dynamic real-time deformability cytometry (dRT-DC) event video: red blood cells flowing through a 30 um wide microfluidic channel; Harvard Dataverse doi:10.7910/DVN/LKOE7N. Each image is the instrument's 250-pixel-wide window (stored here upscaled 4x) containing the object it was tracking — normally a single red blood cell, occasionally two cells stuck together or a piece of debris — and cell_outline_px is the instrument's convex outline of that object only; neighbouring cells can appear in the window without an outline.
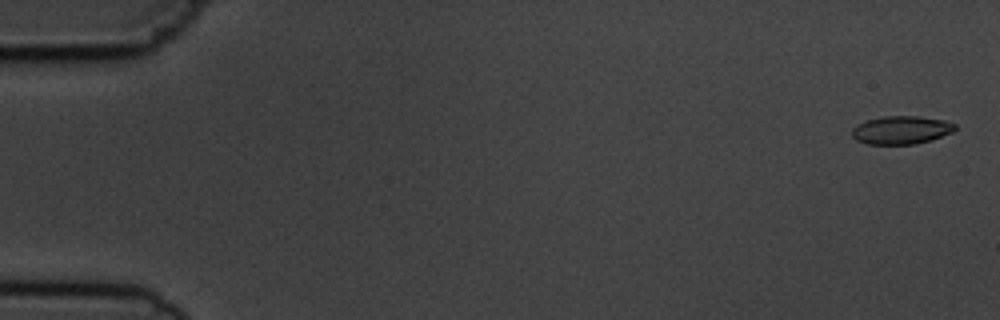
{"species": "common noctule bat (a hibernating species)", "species_latin": "Nyctalus noctula", "temperature_condition": "cold", "stored_images_in_passage": 5, "camera_frame_rate_fps": 3000, "um_per_image_px": 0.085, "animal": {"sex": "male", "body_mass_g": 19.5, "forearm_length_mm": 54.6}, "frame": {"image": 1, "passage_image": 1, "time_ms": 0.0, "image_size_px": [1000, 320], "cell_outline_px": [[956, 128], [952, 132], [932, 140], [916, 144], [868, 144], [856, 140], [852, 136], [852, 128], [856, 124], [868, 120], [884, 116], [920, 116], [944, 120], [956, 124]], "centroid_in_image_um": [76.61, 11.05], "position_along_channel_um": 8.4, "area_um2": 16.99}}
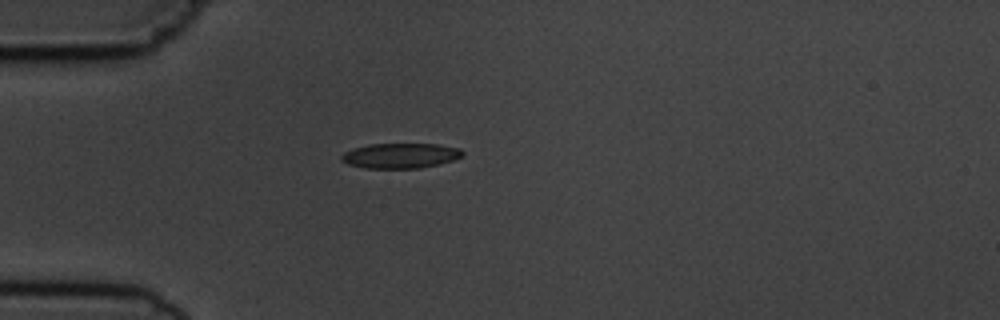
{"frame": {"image": 2, "passage_image": 5, "time_ms": 4.667, "image_size_px": [1000, 320], "cell_outline_px": [[464, 152], [460, 156], [452, 160], [440, 164], [420, 168], [364, 168], [348, 164], [340, 160], [340, 156], [344, 152], [352, 148], [372, 144], [436, 144], [460, 148]], "centroid_in_image_um": [34.0, 13.23], "position_along_channel_um": 51.0, "area_um2": 17.69}}